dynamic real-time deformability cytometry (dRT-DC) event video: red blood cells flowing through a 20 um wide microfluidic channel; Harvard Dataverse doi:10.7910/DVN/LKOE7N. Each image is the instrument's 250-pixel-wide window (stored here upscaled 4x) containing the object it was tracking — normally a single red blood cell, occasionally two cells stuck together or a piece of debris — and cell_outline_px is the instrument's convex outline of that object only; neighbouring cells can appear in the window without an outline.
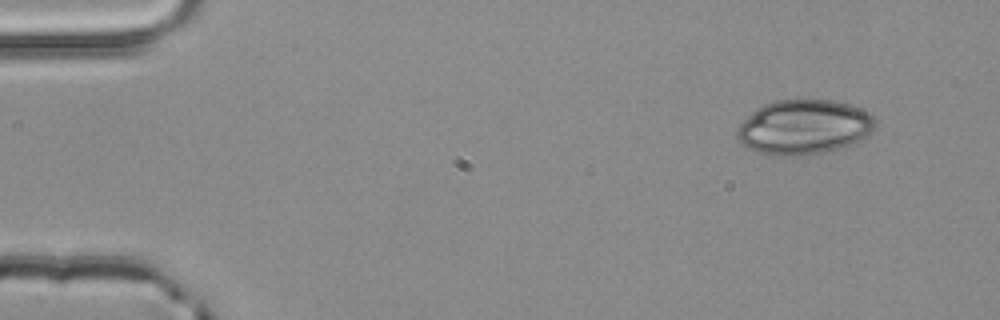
{"species": "common noctule bat (a hibernating species)", "species_latin": "Nyctalus noctula", "temperature_condition": "room temperature", "stored_images_in_passage": 3, "camera_frame_rate_fps": 3000, "um_per_image_px": 0.085, "animal": {"sex": "male", "body_mass_g": 20.4}, "frame": {"image": 1, "passage_image": 1, "time_ms": 0.0, "image_size_px": [1000, 320], "cell_outline_px": [[876, 128], [872, 132], [860, 140], [824, 152], [800, 156], [780, 156], [756, 152], [748, 148], [736, 136], [736, 132], [740, 124], [756, 108], [772, 100], [836, 100], [848, 104], [868, 112], [876, 120]], "centroid_in_image_um": [68.33, 10.8], "position_along_channel_um": 16.7, "area_um2": 43.93}}